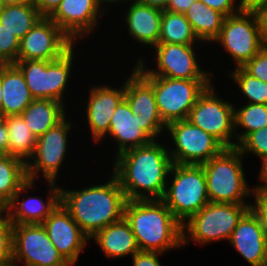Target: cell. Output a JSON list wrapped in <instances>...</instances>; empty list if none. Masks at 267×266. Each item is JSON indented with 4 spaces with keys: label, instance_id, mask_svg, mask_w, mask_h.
Returning a JSON list of instances; mask_svg holds the SVG:
<instances>
[{
    "label": "cell",
    "instance_id": "ac0fdd59",
    "mask_svg": "<svg viewBox=\"0 0 267 266\" xmlns=\"http://www.w3.org/2000/svg\"><path fill=\"white\" fill-rule=\"evenodd\" d=\"M52 244L71 265H76L90 238L60 204L42 223Z\"/></svg>",
    "mask_w": 267,
    "mask_h": 266
},
{
    "label": "cell",
    "instance_id": "f35d334b",
    "mask_svg": "<svg viewBox=\"0 0 267 266\" xmlns=\"http://www.w3.org/2000/svg\"><path fill=\"white\" fill-rule=\"evenodd\" d=\"M199 1H201L208 7L222 13L225 17L237 14L243 8V5L240 1L236 5L237 0H199Z\"/></svg>",
    "mask_w": 267,
    "mask_h": 266
},
{
    "label": "cell",
    "instance_id": "52a82bcc",
    "mask_svg": "<svg viewBox=\"0 0 267 266\" xmlns=\"http://www.w3.org/2000/svg\"><path fill=\"white\" fill-rule=\"evenodd\" d=\"M212 42L224 47L235 60L236 68L243 67L266 45L257 11L243 7L237 14L225 17L219 35Z\"/></svg>",
    "mask_w": 267,
    "mask_h": 266
},
{
    "label": "cell",
    "instance_id": "f6af8a7d",
    "mask_svg": "<svg viewBox=\"0 0 267 266\" xmlns=\"http://www.w3.org/2000/svg\"><path fill=\"white\" fill-rule=\"evenodd\" d=\"M133 1L142 5L156 7L161 10H166L168 5V0H133Z\"/></svg>",
    "mask_w": 267,
    "mask_h": 266
},
{
    "label": "cell",
    "instance_id": "8992f818",
    "mask_svg": "<svg viewBox=\"0 0 267 266\" xmlns=\"http://www.w3.org/2000/svg\"><path fill=\"white\" fill-rule=\"evenodd\" d=\"M251 206L209 202L182 225L183 246L191 241L203 246L214 241L229 240L238 221Z\"/></svg>",
    "mask_w": 267,
    "mask_h": 266
},
{
    "label": "cell",
    "instance_id": "ab89813d",
    "mask_svg": "<svg viewBox=\"0 0 267 266\" xmlns=\"http://www.w3.org/2000/svg\"><path fill=\"white\" fill-rule=\"evenodd\" d=\"M162 253L149 252V251H138L132 258L133 266H161L159 257Z\"/></svg>",
    "mask_w": 267,
    "mask_h": 266
},
{
    "label": "cell",
    "instance_id": "d6a6232c",
    "mask_svg": "<svg viewBox=\"0 0 267 266\" xmlns=\"http://www.w3.org/2000/svg\"><path fill=\"white\" fill-rule=\"evenodd\" d=\"M232 80L248 99V103H260L267 105V83L248 74L242 67L234 68L229 73Z\"/></svg>",
    "mask_w": 267,
    "mask_h": 266
},
{
    "label": "cell",
    "instance_id": "603a6c76",
    "mask_svg": "<svg viewBox=\"0 0 267 266\" xmlns=\"http://www.w3.org/2000/svg\"><path fill=\"white\" fill-rule=\"evenodd\" d=\"M2 117L21 115L34 100L21 70L15 64L1 65Z\"/></svg>",
    "mask_w": 267,
    "mask_h": 266
},
{
    "label": "cell",
    "instance_id": "d590c367",
    "mask_svg": "<svg viewBox=\"0 0 267 266\" xmlns=\"http://www.w3.org/2000/svg\"><path fill=\"white\" fill-rule=\"evenodd\" d=\"M13 257V224L0 211V261Z\"/></svg>",
    "mask_w": 267,
    "mask_h": 266
},
{
    "label": "cell",
    "instance_id": "3957f363",
    "mask_svg": "<svg viewBox=\"0 0 267 266\" xmlns=\"http://www.w3.org/2000/svg\"><path fill=\"white\" fill-rule=\"evenodd\" d=\"M124 218L140 251L165 253L183 246L182 224L162 200H127Z\"/></svg>",
    "mask_w": 267,
    "mask_h": 266
},
{
    "label": "cell",
    "instance_id": "7c38bea8",
    "mask_svg": "<svg viewBox=\"0 0 267 266\" xmlns=\"http://www.w3.org/2000/svg\"><path fill=\"white\" fill-rule=\"evenodd\" d=\"M211 83L200 95L187 118L193 125L215 137L225 148L236 147L234 105L215 94ZM235 138V142L231 141Z\"/></svg>",
    "mask_w": 267,
    "mask_h": 266
},
{
    "label": "cell",
    "instance_id": "e575fe53",
    "mask_svg": "<svg viewBox=\"0 0 267 266\" xmlns=\"http://www.w3.org/2000/svg\"><path fill=\"white\" fill-rule=\"evenodd\" d=\"M20 39L0 23V65L14 64L18 58Z\"/></svg>",
    "mask_w": 267,
    "mask_h": 266
},
{
    "label": "cell",
    "instance_id": "ffe728a7",
    "mask_svg": "<svg viewBox=\"0 0 267 266\" xmlns=\"http://www.w3.org/2000/svg\"><path fill=\"white\" fill-rule=\"evenodd\" d=\"M228 242L251 266H267V232L251 208L238 221Z\"/></svg>",
    "mask_w": 267,
    "mask_h": 266
},
{
    "label": "cell",
    "instance_id": "44dd1931",
    "mask_svg": "<svg viewBox=\"0 0 267 266\" xmlns=\"http://www.w3.org/2000/svg\"><path fill=\"white\" fill-rule=\"evenodd\" d=\"M93 87V88H92ZM86 106V114L94 142L105 139L110 121L118 104L125 96V80L121 88L108 85L92 86ZM104 138V139H103Z\"/></svg>",
    "mask_w": 267,
    "mask_h": 266
},
{
    "label": "cell",
    "instance_id": "f1b7e54d",
    "mask_svg": "<svg viewBox=\"0 0 267 266\" xmlns=\"http://www.w3.org/2000/svg\"><path fill=\"white\" fill-rule=\"evenodd\" d=\"M42 18L34 2L5 4L0 23L21 40Z\"/></svg>",
    "mask_w": 267,
    "mask_h": 266
},
{
    "label": "cell",
    "instance_id": "7dc6e473",
    "mask_svg": "<svg viewBox=\"0 0 267 266\" xmlns=\"http://www.w3.org/2000/svg\"><path fill=\"white\" fill-rule=\"evenodd\" d=\"M265 1V0H240L243 7H251L254 8L258 3Z\"/></svg>",
    "mask_w": 267,
    "mask_h": 266
},
{
    "label": "cell",
    "instance_id": "9c48e42d",
    "mask_svg": "<svg viewBox=\"0 0 267 266\" xmlns=\"http://www.w3.org/2000/svg\"><path fill=\"white\" fill-rule=\"evenodd\" d=\"M143 77L153 86L157 108L166 125L187 119L200 95L212 83V80Z\"/></svg>",
    "mask_w": 267,
    "mask_h": 266
},
{
    "label": "cell",
    "instance_id": "83f0119b",
    "mask_svg": "<svg viewBox=\"0 0 267 266\" xmlns=\"http://www.w3.org/2000/svg\"><path fill=\"white\" fill-rule=\"evenodd\" d=\"M27 180L26 163L23 160L0 155V211Z\"/></svg>",
    "mask_w": 267,
    "mask_h": 266
},
{
    "label": "cell",
    "instance_id": "8fae6325",
    "mask_svg": "<svg viewBox=\"0 0 267 266\" xmlns=\"http://www.w3.org/2000/svg\"><path fill=\"white\" fill-rule=\"evenodd\" d=\"M156 50V68L147 66L142 56L135 64V69L142 76H161L172 79L212 80L211 70L200 68L193 45L158 43L153 47Z\"/></svg>",
    "mask_w": 267,
    "mask_h": 266
},
{
    "label": "cell",
    "instance_id": "7bdbcfd3",
    "mask_svg": "<svg viewBox=\"0 0 267 266\" xmlns=\"http://www.w3.org/2000/svg\"><path fill=\"white\" fill-rule=\"evenodd\" d=\"M8 128L4 119L0 120V155H9Z\"/></svg>",
    "mask_w": 267,
    "mask_h": 266
},
{
    "label": "cell",
    "instance_id": "c3c4849f",
    "mask_svg": "<svg viewBox=\"0 0 267 266\" xmlns=\"http://www.w3.org/2000/svg\"><path fill=\"white\" fill-rule=\"evenodd\" d=\"M16 264H17V262L14 260L13 257L0 261V266H18Z\"/></svg>",
    "mask_w": 267,
    "mask_h": 266
},
{
    "label": "cell",
    "instance_id": "bcb514c9",
    "mask_svg": "<svg viewBox=\"0 0 267 266\" xmlns=\"http://www.w3.org/2000/svg\"><path fill=\"white\" fill-rule=\"evenodd\" d=\"M261 167L259 172V180L262 181L261 184L254 186L253 188H266L267 189V158L260 161Z\"/></svg>",
    "mask_w": 267,
    "mask_h": 266
},
{
    "label": "cell",
    "instance_id": "681fc988",
    "mask_svg": "<svg viewBox=\"0 0 267 266\" xmlns=\"http://www.w3.org/2000/svg\"><path fill=\"white\" fill-rule=\"evenodd\" d=\"M124 2V3H127V0H97V2L99 3V5L102 7V6H104L103 4H106V2L107 3H109V4H113V3H120V2ZM129 2L131 1V0H128Z\"/></svg>",
    "mask_w": 267,
    "mask_h": 266
},
{
    "label": "cell",
    "instance_id": "7402d4cb",
    "mask_svg": "<svg viewBox=\"0 0 267 266\" xmlns=\"http://www.w3.org/2000/svg\"><path fill=\"white\" fill-rule=\"evenodd\" d=\"M117 143L116 155L131 148L150 144L153 139L142 129L140 115H134L128 102L123 99L114 111L108 136Z\"/></svg>",
    "mask_w": 267,
    "mask_h": 266
},
{
    "label": "cell",
    "instance_id": "484cf974",
    "mask_svg": "<svg viewBox=\"0 0 267 266\" xmlns=\"http://www.w3.org/2000/svg\"><path fill=\"white\" fill-rule=\"evenodd\" d=\"M64 105L52 99H34L21 116L33 135L38 138L67 117Z\"/></svg>",
    "mask_w": 267,
    "mask_h": 266
},
{
    "label": "cell",
    "instance_id": "6da1fadb",
    "mask_svg": "<svg viewBox=\"0 0 267 266\" xmlns=\"http://www.w3.org/2000/svg\"><path fill=\"white\" fill-rule=\"evenodd\" d=\"M159 141L115 156L113 174L127 200H161L173 165L169 149Z\"/></svg>",
    "mask_w": 267,
    "mask_h": 266
},
{
    "label": "cell",
    "instance_id": "60d3db41",
    "mask_svg": "<svg viewBox=\"0 0 267 266\" xmlns=\"http://www.w3.org/2000/svg\"><path fill=\"white\" fill-rule=\"evenodd\" d=\"M62 0H34V4L43 17H49Z\"/></svg>",
    "mask_w": 267,
    "mask_h": 266
},
{
    "label": "cell",
    "instance_id": "5bb4252c",
    "mask_svg": "<svg viewBox=\"0 0 267 266\" xmlns=\"http://www.w3.org/2000/svg\"><path fill=\"white\" fill-rule=\"evenodd\" d=\"M13 258L25 266H71L52 244L42 224L13 225Z\"/></svg>",
    "mask_w": 267,
    "mask_h": 266
},
{
    "label": "cell",
    "instance_id": "277c9868",
    "mask_svg": "<svg viewBox=\"0 0 267 266\" xmlns=\"http://www.w3.org/2000/svg\"><path fill=\"white\" fill-rule=\"evenodd\" d=\"M243 157L236 147L225 148L201 165L205 172L209 202L252 204L245 200L252 196L253 188L246 181Z\"/></svg>",
    "mask_w": 267,
    "mask_h": 266
},
{
    "label": "cell",
    "instance_id": "816d5d0a",
    "mask_svg": "<svg viewBox=\"0 0 267 266\" xmlns=\"http://www.w3.org/2000/svg\"><path fill=\"white\" fill-rule=\"evenodd\" d=\"M2 100H3V90L1 86V65H0V108H1Z\"/></svg>",
    "mask_w": 267,
    "mask_h": 266
},
{
    "label": "cell",
    "instance_id": "e0dca14e",
    "mask_svg": "<svg viewBox=\"0 0 267 266\" xmlns=\"http://www.w3.org/2000/svg\"><path fill=\"white\" fill-rule=\"evenodd\" d=\"M134 115H140L142 129L157 140L167 125L160 117L153 86L134 68L129 78H125V96Z\"/></svg>",
    "mask_w": 267,
    "mask_h": 266
},
{
    "label": "cell",
    "instance_id": "d4e9b609",
    "mask_svg": "<svg viewBox=\"0 0 267 266\" xmlns=\"http://www.w3.org/2000/svg\"><path fill=\"white\" fill-rule=\"evenodd\" d=\"M96 242L106 258H123L133 256L140 251L135 235L125 218L109 224L98 231L90 240Z\"/></svg>",
    "mask_w": 267,
    "mask_h": 266
},
{
    "label": "cell",
    "instance_id": "cb8c5ba5",
    "mask_svg": "<svg viewBox=\"0 0 267 266\" xmlns=\"http://www.w3.org/2000/svg\"><path fill=\"white\" fill-rule=\"evenodd\" d=\"M131 3L124 18L128 34L139 43L153 48L159 42L163 10L142 5L133 0Z\"/></svg>",
    "mask_w": 267,
    "mask_h": 266
},
{
    "label": "cell",
    "instance_id": "4fadbf2b",
    "mask_svg": "<svg viewBox=\"0 0 267 266\" xmlns=\"http://www.w3.org/2000/svg\"><path fill=\"white\" fill-rule=\"evenodd\" d=\"M65 117L54 127L36 138L33 154L26 162L28 180L35 181L43 174L47 181H56L68 148V134L72 124ZM40 173V174H39Z\"/></svg>",
    "mask_w": 267,
    "mask_h": 266
},
{
    "label": "cell",
    "instance_id": "f5cc1de1",
    "mask_svg": "<svg viewBox=\"0 0 267 266\" xmlns=\"http://www.w3.org/2000/svg\"><path fill=\"white\" fill-rule=\"evenodd\" d=\"M4 6L5 3L2 0H0V14L3 12Z\"/></svg>",
    "mask_w": 267,
    "mask_h": 266
},
{
    "label": "cell",
    "instance_id": "4dcf8cb0",
    "mask_svg": "<svg viewBox=\"0 0 267 266\" xmlns=\"http://www.w3.org/2000/svg\"><path fill=\"white\" fill-rule=\"evenodd\" d=\"M6 121L9 138V155L20 158L25 163L33 154L36 137L21 115L7 116Z\"/></svg>",
    "mask_w": 267,
    "mask_h": 266
},
{
    "label": "cell",
    "instance_id": "9a60e30c",
    "mask_svg": "<svg viewBox=\"0 0 267 266\" xmlns=\"http://www.w3.org/2000/svg\"><path fill=\"white\" fill-rule=\"evenodd\" d=\"M74 44L49 17H43L20 40L17 60L52 61L61 57Z\"/></svg>",
    "mask_w": 267,
    "mask_h": 266
},
{
    "label": "cell",
    "instance_id": "8d00e7d4",
    "mask_svg": "<svg viewBox=\"0 0 267 266\" xmlns=\"http://www.w3.org/2000/svg\"><path fill=\"white\" fill-rule=\"evenodd\" d=\"M242 68L251 76L267 83V45Z\"/></svg>",
    "mask_w": 267,
    "mask_h": 266
},
{
    "label": "cell",
    "instance_id": "74e56055",
    "mask_svg": "<svg viewBox=\"0 0 267 266\" xmlns=\"http://www.w3.org/2000/svg\"><path fill=\"white\" fill-rule=\"evenodd\" d=\"M253 196L255 201L252 202L251 209L259 216L267 232V189L253 188Z\"/></svg>",
    "mask_w": 267,
    "mask_h": 266
},
{
    "label": "cell",
    "instance_id": "7a4b0ae2",
    "mask_svg": "<svg viewBox=\"0 0 267 266\" xmlns=\"http://www.w3.org/2000/svg\"><path fill=\"white\" fill-rule=\"evenodd\" d=\"M110 178L107 183L79 190L61 187V204L89 238L124 218L127 198L116 176Z\"/></svg>",
    "mask_w": 267,
    "mask_h": 266
},
{
    "label": "cell",
    "instance_id": "836d02e7",
    "mask_svg": "<svg viewBox=\"0 0 267 266\" xmlns=\"http://www.w3.org/2000/svg\"><path fill=\"white\" fill-rule=\"evenodd\" d=\"M236 148L243 156L253 154L261 161L267 158V126L249 133Z\"/></svg>",
    "mask_w": 267,
    "mask_h": 266
},
{
    "label": "cell",
    "instance_id": "4316f807",
    "mask_svg": "<svg viewBox=\"0 0 267 266\" xmlns=\"http://www.w3.org/2000/svg\"><path fill=\"white\" fill-rule=\"evenodd\" d=\"M184 14L198 39L207 43L219 35L225 19L222 13L199 0H195Z\"/></svg>",
    "mask_w": 267,
    "mask_h": 266
},
{
    "label": "cell",
    "instance_id": "5b68a950",
    "mask_svg": "<svg viewBox=\"0 0 267 266\" xmlns=\"http://www.w3.org/2000/svg\"><path fill=\"white\" fill-rule=\"evenodd\" d=\"M162 201L183 225L209 203L205 172L201 165L173 164Z\"/></svg>",
    "mask_w": 267,
    "mask_h": 266
},
{
    "label": "cell",
    "instance_id": "f546056e",
    "mask_svg": "<svg viewBox=\"0 0 267 266\" xmlns=\"http://www.w3.org/2000/svg\"><path fill=\"white\" fill-rule=\"evenodd\" d=\"M201 42L185 14L163 10L158 43L196 45Z\"/></svg>",
    "mask_w": 267,
    "mask_h": 266
},
{
    "label": "cell",
    "instance_id": "1f68e13d",
    "mask_svg": "<svg viewBox=\"0 0 267 266\" xmlns=\"http://www.w3.org/2000/svg\"><path fill=\"white\" fill-rule=\"evenodd\" d=\"M243 128L238 133L236 129ZM267 126V105L260 103H247L241 108L234 107V131L237 145L251 132Z\"/></svg>",
    "mask_w": 267,
    "mask_h": 266
},
{
    "label": "cell",
    "instance_id": "ba28073f",
    "mask_svg": "<svg viewBox=\"0 0 267 266\" xmlns=\"http://www.w3.org/2000/svg\"><path fill=\"white\" fill-rule=\"evenodd\" d=\"M74 48L75 45L52 61L17 60L14 63L21 70L34 99H52L64 103L63 95L74 67Z\"/></svg>",
    "mask_w": 267,
    "mask_h": 266
},
{
    "label": "cell",
    "instance_id": "2e32d148",
    "mask_svg": "<svg viewBox=\"0 0 267 266\" xmlns=\"http://www.w3.org/2000/svg\"><path fill=\"white\" fill-rule=\"evenodd\" d=\"M49 184V197L47 202L42 198L27 196L19 200L21 194L27 192L35 185L34 181L27 180L12 197L11 201L3 208L13 225L21 224H42L46 218L61 204V187L54 181H47Z\"/></svg>",
    "mask_w": 267,
    "mask_h": 266
},
{
    "label": "cell",
    "instance_id": "ee69618b",
    "mask_svg": "<svg viewBox=\"0 0 267 266\" xmlns=\"http://www.w3.org/2000/svg\"><path fill=\"white\" fill-rule=\"evenodd\" d=\"M195 0H168V11L184 14Z\"/></svg>",
    "mask_w": 267,
    "mask_h": 266
},
{
    "label": "cell",
    "instance_id": "b9f144b4",
    "mask_svg": "<svg viewBox=\"0 0 267 266\" xmlns=\"http://www.w3.org/2000/svg\"><path fill=\"white\" fill-rule=\"evenodd\" d=\"M254 9L257 11L260 24H261V31L262 37L267 45V0L258 3Z\"/></svg>",
    "mask_w": 267,
    "mask_h": 266
},
{
    "label": "cell",
    "instance_id": "30bf717a",
    "mask_svg": "<svg viewBox=\"0 0 267 266\" xmlns=\"http://www.w3.org/2000/svg\"><path fill=\"white\" fill-rule=\"evenodd\" d=\"M174 149H169L173 164L202 165L220 154L225 147L212 135L187 119L167 125Z\"/></svg>",
    "mask_w": 267,
    "mask_h": 266
},
{
    "label": "cell",
    "instance_id": "d6986e66",
    "mask_svg": "<svg viewBox=\"0 0 267 266\" xmlns=\"http://www.w3.org/2000/svg\"><path fill=\"white\" fill-rule=\"evenodd\" d=\"M107 11L97 0H62L49 18L74 42H80L96 29L99 16Z\"/></svg>",
    "mask_w": 267,
    "mask_h": 266
},
{
    "label": "cell",
    "instance_id": "f907efd6",
    "mask_svg": "<svg viewBox=\"0 0 267 266\" xmlns=\"http://www.w3.org/2000/svg\"><path fill=\"white\" fill-rule=\"evenodd\" d=\"M5 4H23L28 2H34V0H2Z\"/></svg>",
    "mask_w": 267,
    "mask_h": 266
}]
</instances>
